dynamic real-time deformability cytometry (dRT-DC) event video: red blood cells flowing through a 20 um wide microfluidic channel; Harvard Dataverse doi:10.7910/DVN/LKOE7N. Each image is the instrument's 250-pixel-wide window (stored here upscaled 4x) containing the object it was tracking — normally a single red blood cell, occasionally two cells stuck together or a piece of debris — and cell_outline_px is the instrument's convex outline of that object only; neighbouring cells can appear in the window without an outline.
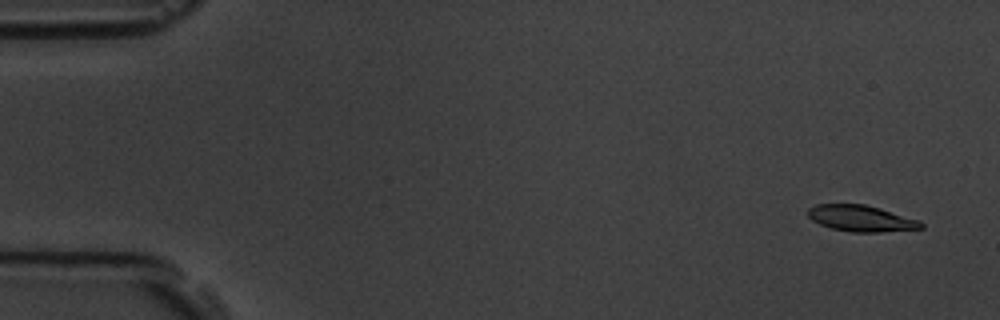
{"species": "common noctule bat (a hibernating species)", "species_latin": "Nyctalus noctula", "temperature_condition": "room temperature", "stored_images_in_passage": 5, "camera_frame_rate_fps": 3000, "um_per_image_px": 0.085, "animal": {"sex": "male", "body_mass_g": 19.5, "forearm_length_mm": 54.6}, "frame": {"image": 1, "passage_image": 1, "time_ms": 0.0, "image_size_px": [1000, 320], "cell_outline_px": [[924, 228], [880, 232], [852, 232], [832, 228], [820, 224], [812, 220], [808, 216], [808, 208], [816, 204], [864, 204], [880, 208], [920, 220], [924, 224]], "centroid_in_image_um": [73.21, 18.56], "position_along_channel_um": 11.8, "area_um2": 17.28}}
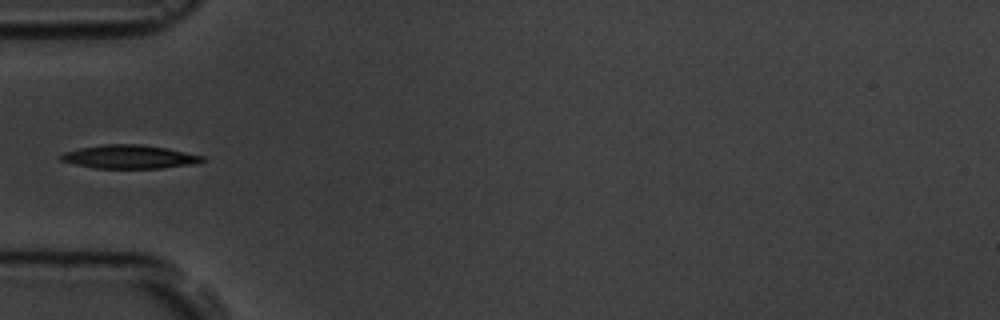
{"frame": {"image": 2, "passage_image": 5, "time_ms": 5.333, "image_size_px": [1000, 320], "cell_outline_px": [[208, 160], [188, 164], [160, 168], [96, 168], [76, 164], [60, 160], [60, 156], [64, 152], [80, 148], [104, 144], [140, 144], [168, 148], [204, 156]], "centroid_in_image_um": [11.01, 13.32], "position_along_channel_um": 74.0, "area_um2": 19.19}}